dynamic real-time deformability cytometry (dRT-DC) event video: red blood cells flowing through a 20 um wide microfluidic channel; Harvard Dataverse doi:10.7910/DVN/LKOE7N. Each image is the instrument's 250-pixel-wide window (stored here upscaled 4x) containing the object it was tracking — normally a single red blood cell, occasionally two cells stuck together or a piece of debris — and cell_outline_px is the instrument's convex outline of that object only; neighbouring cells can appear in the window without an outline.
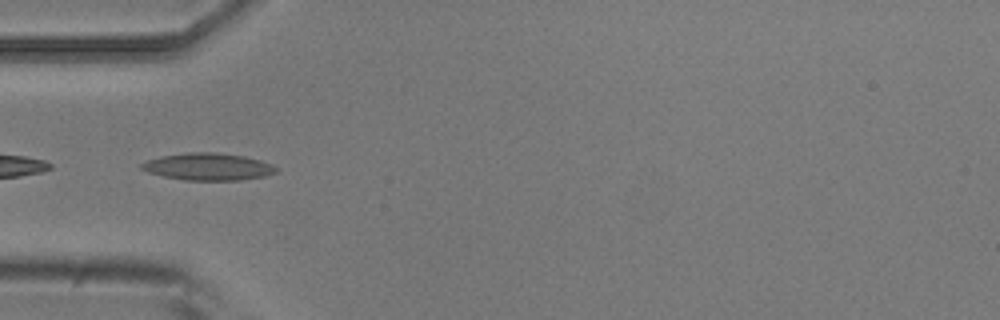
{"species": "common noctule bat (a hibernating species)", "species_latin": "Nyctalus noctula", "temperature_condition": "room temperature", "stored_images_in_passage": 35, "camera_frame_rate_fps": 3000, "um_per_image_px": 0.085, "animal": {"sex": "male", "body_mass_g": 20.5, "forearm_length_mm": 52.5}, "frame": {"image": 1, "passage_image": 1, "time_ms": 0.0, "image_size_px": [1000, 320], "cell_outline_px": [[276, 172], [264, 176], [240, 180], [184, 180], [164, 176], [148, 172], [140, 168], [140, 164], [148, 160], [160, 156], [184, 152], [216, 152], [244, 156], [260, 160], [272, 164], [276, 168]], "centroid_in_image_um": [17.66, 14.16], "position_along_channel_um": 67.3, "area_um2": 21.27}}
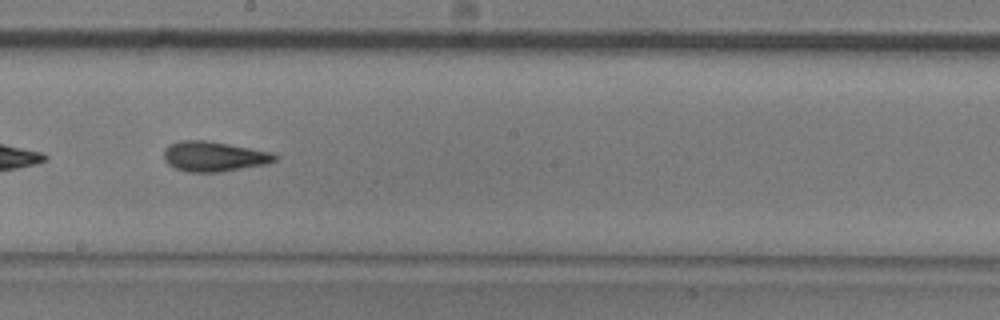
{"frame": {"image": 2, "passage_image": 14, "time_ms": 4.333, "image_size_px": [1000, 320], "cell_outline_px": [[276, 160], [268, 164], [224, 172], [188, 172], [176, 168], [168, 164], [164, 160], [164, 148], [168, 144], [180, 140], [204, 140], [228, 144], [272, 152], [276, 156]], "centroid_in_image_um": [18.17, 13.3], "position_along_channel_um": 230.0, "area_um2": 19.59}}
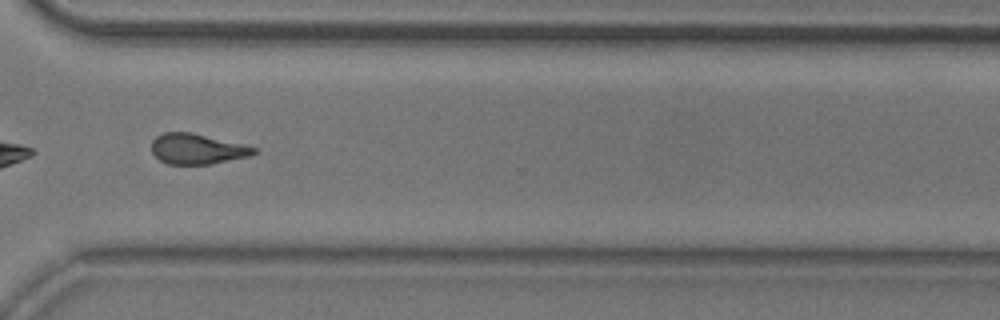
{"frame": {"image": 3, "passage_image": 24, "time_ms": 7.667, "image_size_px": [1000, 320], "cell_outline_px": [[260, 152], [248, 156], [212, 164], [168, 164], [160, 160], [152, 152], [152, 140], [156, 136], [164, 132], [192, 132], [260, 148]], "centroid_in_image_um": [16.8, 12.65], "position_along_channel_um": 353.8, "area_um2": 18.26}, "authors_computed_cell_mechanics": {"area_um2": 18.5538, "velocity_mm_per_s": 3.7278, "shape_relaxation_time_tau1_ms": 5.8008, "shape_relaxation_time_tau2_ms": 2.8895, "deformation_change_tau1": 0.1684, "deformation_change_tau2": 0.1113}}